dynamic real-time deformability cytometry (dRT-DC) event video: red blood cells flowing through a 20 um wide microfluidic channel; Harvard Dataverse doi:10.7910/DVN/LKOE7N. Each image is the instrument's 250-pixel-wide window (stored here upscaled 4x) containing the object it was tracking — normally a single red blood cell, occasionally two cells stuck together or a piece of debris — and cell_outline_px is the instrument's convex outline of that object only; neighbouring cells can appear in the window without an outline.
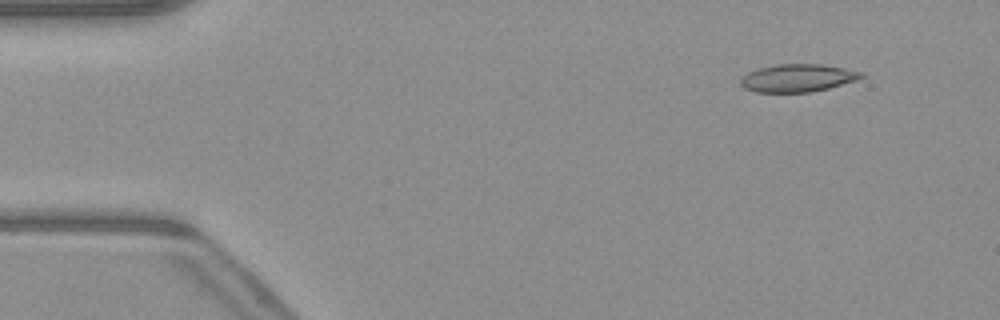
{"species": "common noctule bat (a hibernating species)", "species_latin": "Nyctalus noctula", "temperature_condition": "warm", "stored_images_in_passage": 50, "camera_frame_rate_fps": 3000, "um_per_image_px": 0.085, "animal": {"sex": "male", "body_mass_g": 23.1, "forearm_length_mm": 52.7}, "frame": {"image": 1, "passage_image": 5, "time_ms": 1.333, "image_size_px": [1000, 320], "cell_outline_px": [[868, 76], [856, 80], [828, 88], [812, 92], [756, 92], [744, 88], [740, 84], [740, 80], [748, 72], [756, 68], [776, 64], [820, 64], [844, 68], [864, 72]], "centroid_in_image_um": [67.82, 6.62], "position_along_channel_um": 17.2, "area_um2": 19.65}}
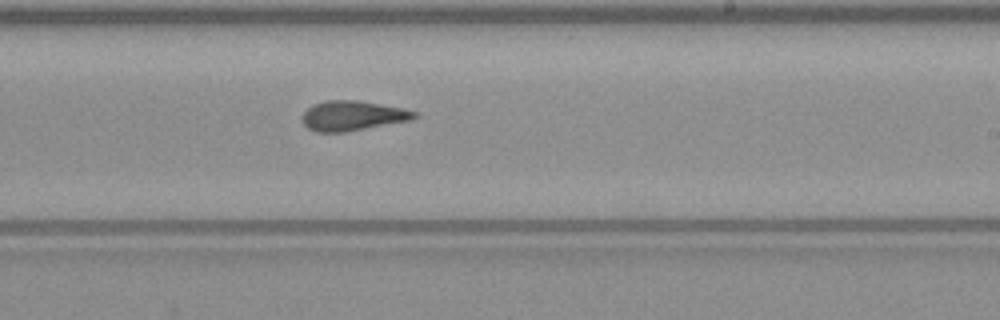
{"frame": {"image": 2, "passage_image": 30, "time_ms": 9.667, "image_size_px": [1000, 320], "cell_outline_px": [[420, 116], [412, 120], [344, 132], [316, 132], [308, 128], [304, 124], [304, 112], [312, 104], [324, 100], [360, 100], [404, 108], [420, 112]], "centroid_in_image_um": [30.04, 9.82], "position_along_channel_um": 259.0, "area_um2": 19.71}}
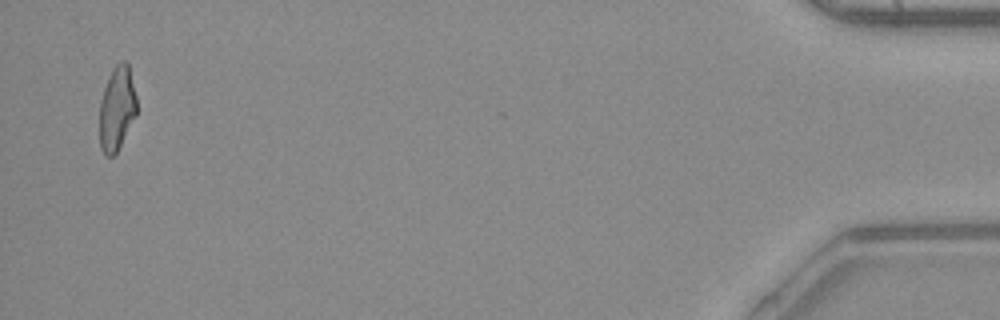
{"frame": {"image": 3, "passage_image": 49, "time_ms": 16.0, "image_size_px": [1000, 320], "cell_outline_px": [[136, 116], [116, 152], [112, 156], [104, 156], [100, 148], [100, 100], [108, 76], [112, 68], [120, 60], [124, 60], [128, 64], [136, 96]], "centroid_in_image_um": [9.92, 9.2], "position_along_channel_um": 425.3, "area_um2": 18.21}, "authors_computed_cell_mechanics": {"area_um2": 19.6231, "velocity_mm_per_s": 4.1137, "shape_relaxation_time_tau1_ms": null, "shape_relaxation_time_tau2_ms": 3.3909, "deformation_change_tau1": null, "deformation_change_tau2": 0.1173}}